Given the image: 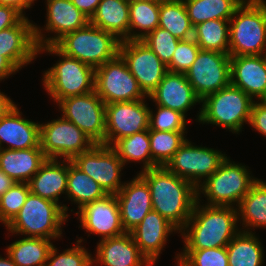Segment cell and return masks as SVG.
<instances>
[{
  "mask_svg": "<svg viewBox=\"0 0 266 266\" xmlns=\"http://www.w3.org/2000/svg\"><path fill=\"white\" fill-rule=\"evenodd\" d=\"M149 185L152 207L179 232L189 220L197 201V188L165 166L140 171Z\"/></svg>",
  "mask_w": 266,
  "mask_h": 266,
  "instance_id": "cell-1",
  "label": "cell"
},
{
  "mask_svg": "<svg viewBox=\"0 0 266 266\" xmlns=\"http://www.w3.org/2000/svg\"><path fill=\"white\" fill-rule=\"evenodd\" d=\"M200 201H196L189 220L179 232L184 239L183 250L226 247L240 232L237 208L201 205Z\"/></svg>",
  "mask_w": 266,
  "mask_h": 266,
  "instance_id": "cell-2",
  "label": "cell"
},
{
  "mask_svg": "<svg viewBox=\"0 0 266 266\" xmlns=\"http://www.w3.org/2000/svg\"><path fill=\"white\" fill-rule=\"evenodd\" d=\"M59 56V61L43 72L42 85L56 104L68 97L94 91L95 69L61 52L55 45L38 47L43 52Z\"/></svg>",
  "mask_w": 266,
  "mask_h": 266,
  "instance_id": "cell-3",
  "label": "cell"
},
{
  "mask_svg": "<svg viewBox=\"0 0 266 266\" xmlns=\"http://www.w3.org/2000/svg\"><path fill=\"white\" fill-rule=\"evenodd\" d=\"M230 56L266 53V1H243L229 20Z\"/></svg>",
  "mask_w": 266,
  "mask_h": 266,
  "instance_id": "cell-4",
  "label": "cell"
},
{
  "mask_svg": "<svg viewBox=\"0 0 266 266\" xmlns=\"http://www.w3.org/2000/svg\"><path fill=\"white\" fill-rule=\"evenodd\" d=\"M68 216L54 201L29 193L14 219L6 226L12 235L45 239L60 238Z\"/></svg>",
  "mask_w": 266,
  "mask_h": 266,
  "instance_id": "cell-5",
  "label": "cell"
},
{
  "mask_svg": "<svg viewBox=\"0 0 266 266\" xmlns=\"http://www.w3.org/2000/svg\"><path fill=\"white\" fill-rule=\"evenodd\" d=\"M254 101L243 90L230 83L202 100L196 120L239 134L242 132L244 123L249 124Z\"/></svg>",
  "mask_w": 266,
  "mask_h": 266,
  "instance_id": "cell-6",
  "label": "cell"
},
{
  "mask_svg": "<svg viewBox=\"0 0 266 266\" xmlns=\"http://www.w3.org/2000/svg\"><path fill=\"white\" fill-rule=\"evenodd\" d=\"M120 43L114 34L88 23L65 34L54 45L64 54L96 69L119 55Z\"/></svg>",
  "mask_w": 266,
  "mask_h": 266,
  "instance_id": "cell-7",
  "label": "cell"
},
{
  "mask_svg": "<svg viewBox=\"0 0 266 266\" xmlns=\"http://www.w3.org/2000/svg\"><path fill=\"white\" fill-rule=\"evenodd\" d=\"M248 169V166L235 163L227 157L220 167L197 187V200H200L203 194L207 199L205 205L237 208L258 179L252 176Z\"/></svg>",
  "mask_w": 266,
  "mask_h": 266,
  "instance_id": "cell-8",
  "label": "cell"
},
{
  "mask_svg": "<svg viewBox=\"0 0 266 266\" xmlns=\"http://www.w3.org/2000/svg\"><path fill=\"white\" fill-rule=\"evenodd\" d=\"M96 143L62 115L40 123V147L47 159L72 160Z\"/></svg>",
  "mask_w": 266,
  "mask_h": 266,
  "instance_id": "cell-9",
  "label": "cell"
},
{
  "mask_svg": "<svg viewBox=\"0 0 266 266\" xmlns=\"http://www.w3.org/2000/svg\"><path fill=\"white\" fill-rule=\"evenodd\" d=\"M94 90L105 104L148 97L120 55L95 69Z\"/></svg>",
  "mask_w": 266,
  "mask_h": 266,
  "instance_id": "cell-10",
  "label": "cell"
},
{
  "mask_svg": "<svg viewBox=\"0 0 266 266\" xmlns=\"http://www.w3.org/2000/svg\"><path fill=\"white\" fill-rule=\"evenodd\" d=\"M226 158V154L219 150L195 146L186 139L165 167L197 188L220 167Z\"/></svg>",
  "mask_w": 266,
  "mask_h": 266,
  "instance_id": "cell-11",
  "label": "cell"
},
{
  "mask_svg": "<svg viewBox=\"0 0 266 266\" xmlns=\"http://www.w3.org/2000/svg\"><path fill=\"white\" fill-rule=\"evenodd\" d=\"M57 104L65 119L75 124L96 144L105 145L106 104L95 90L62 99Z\"/></svg>",
  "mask_w": 266,
  "mask_h": 266,
  "instance_id": "cell-12",
  "label": "cell"
},
{
  "mask_svg": "<svg viewBox=\"0 0 266 266\" xmlns=\"http://www.w3.org/2000/svg\"><path fill=\"white\" fill-rule=\"evenodd\" d=\"M71 162L96 181L107 194H117L125 183L121 181V171L125 165L108 145L95 144Z\"/></svg>",
  "mask_w": 266,
  "mask_h": 266,
  "instance_id": "cell-13",
  "label": "cell"
},
{
  "mask_svg": "<svg viewBox=\"0 0 266 266\" xmlns=\"http://www.w3.org/2000/svg\"><path fill=\"white\" fill-rule=\"evenodd\" d=\"M185 76L196 95L203 100L231 83L230 55L218 51L200 50Z\"/></svg>",
  "mask_w": 266,
  "mask_h": 266,
  "instance_id": "cell-14",
  "label": "cell"
},
{
  "mask_svg": "<svg viewBox=\"0 0 266 266\" xmlns=\"http://www.w3.org/2000/svg\"><path fill=\"white\" fill-rule=\"evenodd\" d=\"M105 145L149 129L150 107L145 99L106 104Z\"/></svg>",
  "mask_w": 266,
  "mask_h": 266,
  "instance_id": "cell-15",
  "label": "cell"
},
{
  "mask_svg": "<svg viewBox=\"0 0 266 266\" xmlns=\"http://www.w3.org/2000/svg\"><path fill=\"white\" fill-rule=\"evenodd\" d=\"M119 55L147 96L157 88L168 71L167 66L141 40L121 41Z\"/></svg>",
  "mask_w": 266,
  "mask_h": 266,
  "instance_id": "cell-16",
  "label": "cell"
},
{
  "mask_svg": "<svg viewBox=\"0 0 266 266\" xmlns=\"http://www.w3.org/2000/svg\"><path fill=\"white\" fill-rule=\"evenodd\" d=\"M45 2L47 4L45 28L37 26L34 22V36L38 47L54 45L65 34L81 29L89 23V19L71 0H46ZM43 29L47 33H54V36L47 37L43 34Z\"/></svg>",
  "mask_w": 266,
  "mask_h": 266,
  "instance_id": "cell-17",
  "label": "cell"
},
{
  "mask_svg": "<svg viewBox=\"0 0 266 266\" xmlns=\"http://www.w3.org/2000/svg\"><path fill=\"white\" fill-rule=\"evenodd\" d=\"M75 213L82 228L89 234L100 235L101 240L125 233L115 194L88 203Z\"/></svg>",
  "mask_w": 266,
  "mask_h": 266,
  "instance_id": "cell-18",
  "label": "cell"
},
{
  "mask_svg": "<svg viewBox=\"0 0 266 266\" xmlns=\"http://www.w3.org/2000/svg\"><path fill=\"white\" fill-rule=\"evenodd\" d=\"M0 53L18 70L31 64L39 55L34 24L27 16L15 26L0 31Z\"/></svg>",
  "mask_w": 266,
  "mask_h": 266,
  "instance_id": "cell-19",
  "label": "cell"
},
{
  "mask_svg": "<svg viewBox=\"0 0 266 266\" xmlns=\"http://www.w3.org/2000/svg\"><path fill=\"white\" fill-rule=\"evenodd\" d=\"M115 196L125 232L133 230L153 210L149 185L139 173L125 182Z\"/></svg>",
  "mask_w": 266,
  "mask_h": 266,
  "instance_id": "cell-20",
  "label": "cell"
},
{
  "mask_svg": "<svg viewBox=\"0 0 266 266\" xmlns=\"http://www.w3.org/2000/svg\"><path fill=\"white\" fill-rule=\"evenodd\" d=\"M173 232L179 233L169 221L154 210H151L142 222L130 231L140 252L153 266Z\"/></svg>",
  "mask_w": 266,
  "mask_h": 266,
  "instance_id": "cell-21",
  "label": "cell"
},
{
  "mask_svg": "<svg viewBox=\"0 0 266 266\" xmlns=\"http://www.w3.org/2000/svg\"><path fill=\"white\" fill-rule=\"evenodd\" d=\"M160 105L178 111L187 116L196 103L202 100L196 95L185 73L167 71L157 88L149 94L148 99Z\"/></svg>",
  "mask_w": 266,
  "mask_h": 266,
  "instance_id": "cell-22",
  "label": "cell"
},
{
  "mask_svg": "<svg viewBox=\"0 0 266 266\" xmlns=\"http://www.w3.org/2000/svg\"><path fill=\"white\" fill-rule=\"evenodd\" d=\"M230 77L231 84L243 90L253 100H266L264 55L230 56Z\"/></svg>",
  "mask_w": 266,
  "mask_h": 266,
  "instance_id": "cell-23",
  "label": "cell"
},
{
  "mask_svg": "<svg viewBox=\"0 0 266 266\" xmlns=\"http://www.w3.org/2000/svg\"><path fill=\"white\" fill-rule=\"evenodd\" d=\"M93 266H153L140 252L130 232L99 240Z\"/></svg>",
  "mask_w": 266,
  "mask_h": 266,
  "instance_id": "cell-24",
  "label": "cell"
},
{
  "mask_svg": "<svg viewBox=\"0 0 266 266\" xmlns=\"http://www.w3.org/2000/svg\"><path fill=\"white\" fill-rule=\"evenodd\" d=\"M6 143V147L2 146ZM40 147V123L22 118L18 105L0 118V149L21 150Z\"/></svg>",
  "mask_w": 266,
  "mask_h": 266,
  "instance_id": "cell-25",
  "label": "cell"
},
{
  "mask_svg": "<svg viewBox=\"0 0 266 266\" xmlns=\"http://www.w3.org/2000/svg\"><path fill=\"white\" fill-rule=\"evenodd\" d=\"M68 176V160L46 159L39 171L29 180L30 193L59 204L67 214L68 207L59 199L66 195Z\"/></svg>",
  "mask_w": 266,
  "mask_h": 266,
  "instance_id": "cell-26",
  "label": "cell"
},
{
  "mask_svg": "<svg viewBox=\"0 0 266 266\" xmlns=\"http://www.w3.org/2000/svg\"><path fill=\"white\" fill-rule=\"evenodd\" d=\"M46 159L41 147L0 149V169L18 183H28Z\"/></svg>",
  "mask_w": 266,
  "mask_h": 266,
  "instance_id": "cell-27",
  "label": "cell"
},
{
  "mask_svg": "<svg viewBox=\"0 0 266 266\" xmlns=\"http://www.w3.org/2000/svg\"><path fill=\"white\" fill-rule=\"evenodd\" d=\"M89 23L121 41L129 40V1L101 0Z\"/></svg>",
  "mask_w": 266,
  "mask_h": 266,
  "instance_id": "cell-28",
  "label": "cell"
},
{
  "mask_svg": "<svg viewBox=\"0 0 266 266\" xmlns=\"http://www.w3.org/2000/svg\"><path fill=\"white\" fill-rule=\"evenodd\" d=\"M237 210L238 221L240 224L242 222L243 227L240 231L252 233L254 228L266 229V181L257 179L242 198Z\"/></svg>",
  "mask_w": 266,
  "mask_h": 266,
  "instance_id": "cell-29",
  "label": "cell"
},
{
  "mask_svg": "<svg viewBox=\"0 0 266 266\" xmlns=\"http://www.w3.org/2000/svg\"><path fill=\"white\" fill-rule=\"evenodd\" d=\"M263 248L253 232L240 231L226 246L229 266H262Z\"/></svg>",
  "mask_w": 266,
  "mask_h": 266,
  "instance_id": "cell-30",
  "label": "cell"
},
{
  "mask_svg": "<svg viewBox=\"0 0 266 266\" xmlns=\"http://www.w3.org/2000/svg\"><path fill=\"white\" fill-rule=\"evenodd\" d=\"M68 200L79 209L108 195L105 190L86 173L68 160L67 191Z\"/></svg>",
  "mask_w": 266,
  "mask_h": 266,
  "instance_id": "cell-31",
  "label": "cell"
},
{
  "mask_svg": "<svg viewBox=\"0 0 266 266\" xmlns=\"http://www.w3.org/2000/svg\"><path fill=\"white\" fill-rule=\"evenodd\" d=\"M53 245L50 239L25 236L5 250L17 266H45Z\"/></svg>",
  "mask_w": 266,
  "mask_h": 266,
  "instance_id": "cell-32",
  "label": "cell"
},
{
  "mask_svg": "<svg viewBox=\"0 0 266 266\" xmlns=\"http://www.w3.org/2000/svg\"><path fill=\"white\" fill-rule=\"evenodd\" d=\"M244 0H183L188 17L196 26L208 20H230Z\"/></svg>",
  "mask_w": 266,
  "mask_h": 266,
  "instance_id": "cell-33",
  "label": "cell"
},
{
  "mask_svg": "<svg viewBox=\"0 0 266 266\" xmlns=\"http://www.w3.org/2000/svg\"><path fill=\"white\" fill-rule=\"evenodd\" d=\"M112 148L124 165L131 162H143L141 171L158 167L151 157L149 129L121 138Z\"/></svg>",
  "mask_w": 266,
  "mask_h": 266,
  "instance_id": "cell-34",
  "label": "cell"
},
{
  "mask_svg": "<svg viewBox=\"0 0 266 266\" xmlns=\"http://www.w3.org/2000/svg\"><path fill=\"white\" fill-rule=\"evenodd\" d=\"M158 27L168 30L179 40L193 37V25L183 0H164L160 3Z\"/></svg>",
  "mask_w": 266,
  "mask_h": 266,
  "instance_id": "cell-35",
  "label": "cell"
},
{
  "mask_svg": "<svg viewBox=\"0 0 266 266\" xmlns=\"http://www.w3.org/2000/svg\"><path fill=\"white\" fill-rule=\"evenodd\" d=\"M201 50L229 51V20H208L193 28V37Z\"/></svg>",
  "mask_w": 266,
  "mask_h": 266,
  "instance_id": "cell-36",
  "label": "cell"
},
{
  "mask_svg": "<svg viewBox=\"0 0 266 266\" xmlns=\"http://www.w3.org/2000/svg\"><path fill=\"white\" fill-rule=\"evenodd\" d=\"M159 12L160 4L129 2V40H141L154 31L159 25Z\"/></svg>",
  "mask_w": 266,
  "mask_h": 266,
  "instance_id": "cell-37",
  "label": "cell"
},
{
  "mask_svg": "<svg viewBox=\"0 0 266 266\" xmlns=\"http://www.w3.org/2000/svg\"><path fill=\"white\" fill-rule=\"evenodd\" d=\"M187 131H158L149 129L150 150L153 162L166 166L175 152L185 142Z\"/></svg>",
  "mask_w": 266,
  "mask_h": 266,
  "instance_id": "cell-38",
  "label": "cell"
},
{
  "mask_svg": "<svg viewBox=\"0 0 266 266\" xmlns=\"http://www.w3.org/2000/svg\"><path fill=\"white\" fill-rule=\"evenodd\" d=\"M174 257L179 266H229L226 247L183 250Z\"/></svg>",
  "mask_w": 266,
  "mask_h": 266,
  "instance_id": "cell-39",
  "label": "cell"
},
{
  "mask_svg": "<svg viewBox=\"0 0 266 266\" xmlns=\"http://www.w3.org/2000/svg\"><path fill=\"white\" fill-rule=\"evenodd\" d=\"M82 237L76 240L75 246L58 253V249L53 245L45 266H93L92 254L81 246Z\"/></svg>",
  "mask_w": 266,
  "mask_h": 266,
  "instance_id": "cell-40",
  "label": "cell"
},
{
  "mask_svg": "<svg viewBox=\"0 0 266 266\" xmlns=\"http://www.w3.org/2000/svg\"><path fill=\"white\" fill-rule=\"evenodd\" d=\"M30 193L28 183L16 182L0 197V222L7 226L18 214Z\"/></svg>",
  "mask_w": 266,
  "mask_h": 266,
  "instance_id": "cell-41",
  "label": "cell"
},
{
  "mask_svg": "<svg viewBox=\"0 0 266 266\" xmlns=\"http://www.w3.org/2000/svg\"><path fill=\"white\" fill-rule=\"evenodd\" d=\"M159 58L168 66L171 62L179 39L174 37L168 30L157 27L154 31L141 39Z\"/></svg>",
  "mask_w": 266,
  "mask_h": 266,
  "instance_id": "cell-42",
  "label": "cell"
},
{
  "mask_svg": "<svg viewBox=\"0 0 266 266\" xmlns=\"http://www.w3.org/2000/svg\"><path fill=\"white\" fill-rule=\"evenodd\" d=\"M154 113L150 109L149 129L158 131H186L188 122L186 117L178 111L156 105Z\"/></svg>",
  "mask_w": 266,
  "mask_h": 266,
  "instance_id": "cell-43",
  "label": "cell"
},
{
  "mask_svg": "<svg viewBox=\"0 0 266 266\" xmlns=\"http://www.w3.org/2000/svg\"><path fill=\"white\" fill-rule=\"evenodd\" d=\"M200 50L193 38L179 40L167 70L185 73L192 66Z\"/></svg>",
  "mask_w": 266,
  "mask_h": 266,
  "instance_id": "cell-44",
  "label": "cell"
},
{
  "mask_svg": "<svg viewBox=\"0 0 266 266\" xmlns=\"http://www.w3.org/2000/svg\"><path fill=\"white\" fill-rule=\"evenodd\" d=\"M249 125L266 137V100L253 102Z\"/></svg>",
  "mask_w": 266,
  "mask_h": 266,
  "instance_id": "cell-45",
  "label": "cell"
},
{
  "mask_svg": "<svg viewBox=\"0 0 266 266\" xmlns=\"http://www.w3.org/2000/svg\"><path fill=\"white\" fill-rule=\"evenodd\" d=\"M23 17L14 7L0 5V31L15 26Z\"/></svg>",
  "mask_w": 266,
  "mask_h": 266,
  "instance_id": "cell-46",
  "label": "cell"
},
{
  "mask_svg": "<svg viewBox=\"0 0 266 266\" xmlns=\"http://www.w3.org/2000/svg\"><path fill=\"white\" fill-rule=\"evenodd\" d=\"M101 0H71V2L90 20Z\"/></svg>",
  "mask_w": 266,
  "mask_h": 266,
  "instance_id": "cell-47",
  "label": "cell"
},
{
  "mask_svg": "<svg viewBox=\"0 0 266 266\" xmlns=\"http://www.w3.org/2000/svg\"><path fill=\"white\" fill-rule=\"evenodd\" d=\"M18 71L19 70L0 53V81L5 80V78H8Z\"/></svg>",
  "mask_w": 266,
  "mask_h": 266,
  "instance_id": "cell-48",
  "label": "cell"
},
{
  "mask_svg": "<svg viewBox=\"0 0 266 266\" xmlns=\"http://www.w3.org/2000/svg\"><path fill=\"white\" fill-rule=\"evenodd\" d=\"M32 4L34 5L33 0H0V5L14 7L24 17H25V11L24 10L30 9Z\"/></svg>",
  "mask_w": 266,
  "mask_h": 266,
  "instance_id": "cell-49",
  "label": "cell"
},
{
  "mask_svg": "<svg viewBox=\"0 0 266 266\" xmlns=\"http://www.w3.org/2000/svg\"><path fill=\"white\" fill-rule=\"evenodd\" d=\"M16 181L10 178L5 172L0 169V197L9 190Z\"/></svg>",
  "mask_w": 266,
  "mask_h": 266,
  "instance_id": "cell-50",
  "label": "cell"
},
{
  "mask_svg": "<svg viewBox=\"0 0 266 266\" xmlns=\"http://www.w3.org/2000/svg\"><path fill=\"white\" fill-rule=\"evenodd\" d=\"M14 105L13 100L0 91V118Z\"/></svg>",
  "mask_w": 266,
  "mask_h": 266,
  "instance_id": "cell-51",
  "label": "cell"
},
{
  "mask_svg": "<svg viewBox=\"0 0 266 266\" xmlns=\"http://www.w3.org/2000/svg\"><path fill=\"white\" fill-rule=\"evenodd\" d=\"M0 266H17L8 254L5 258L0 255Z\"/></svg>",
  "mask_w": 266,
  "mask_h": 266,
  "instance_id": "cell-52",
  "label": "cell"
},
{
  "mask_svg": "<svg viewBox=\"0 0 266 266\" xmlns=\"http://www.w3.org/2000/svg\"><path fill=\"white\" fill-rule=\"evenodd\" d=\"M129 2H135V1H141V2H152L155 4H160L161 2H163L164 0H128Z\"/></svg>",
  "mask_w": 266,
  "mask_h": 266,
  "instance_id": "cell-53",
  "label": "cell"
},
{
  "mask_svg": "<svg viewBox=\"0 0 266 266\" xmlns=\"http://www.w3.org/2000/svg\"><path fill=\"white\" fill-rule=\"evenodd\" d=\"M244 1H260V0H244Z\"/></svg>",
  "mask_w": 266,
  "mask_h": 266,
  "instance_id": "cell-54",
  "label": "cell"
},
{
  "mask_svg": "<svg viewBox=\"0 0 266 266\" xmlns=\"http://www.w3.org/2000/svg\"><path fill=\"white\" fill-rule=\"evenodd\" d=\"M264 60H265V63H266V53L264 54Z\"/></svg>",
  "mask_w": 266,
  "mask_h": 266,
  "instance_id": "cell-55",
  "label": "cell"
}]
</instances>
